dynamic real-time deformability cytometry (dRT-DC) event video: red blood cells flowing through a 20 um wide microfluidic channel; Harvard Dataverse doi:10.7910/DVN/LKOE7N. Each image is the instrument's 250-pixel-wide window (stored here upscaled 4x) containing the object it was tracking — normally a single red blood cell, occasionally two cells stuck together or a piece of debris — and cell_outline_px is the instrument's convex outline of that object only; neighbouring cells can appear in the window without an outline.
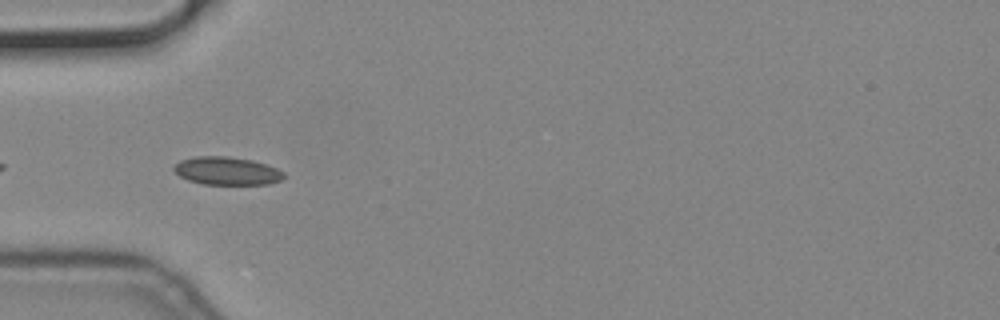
{"species": "common noctule bat (a hibernating species)", "species_latin": "Nyctalus noctula", "temperature_condition": "cold", "stored_images_in_passage": 4, "camera_frame_rate_fps": 3000, "um_per_image_px": 0.085, "animal": {"sex": "male", "body_mass_g": 19.2, "forearm_length_mm": 51.8}, "frame": {"image": 1, "passage_image": 4, "time_ms": 1.0, "image_size_px": [1000, 320], "cell_outline_px": [[284, 176], [280, 180], [268, 184], [204, 184], [188, 180], [180, 176], [172, 168], [180, 160], [192, 156], [228, 156], [252, 160], [268, 164], [284, 172]], "centroid_in_image_um": [19.28, 14.51], "position_along_channel_um": 65.7, "area_um2": 17.98}}